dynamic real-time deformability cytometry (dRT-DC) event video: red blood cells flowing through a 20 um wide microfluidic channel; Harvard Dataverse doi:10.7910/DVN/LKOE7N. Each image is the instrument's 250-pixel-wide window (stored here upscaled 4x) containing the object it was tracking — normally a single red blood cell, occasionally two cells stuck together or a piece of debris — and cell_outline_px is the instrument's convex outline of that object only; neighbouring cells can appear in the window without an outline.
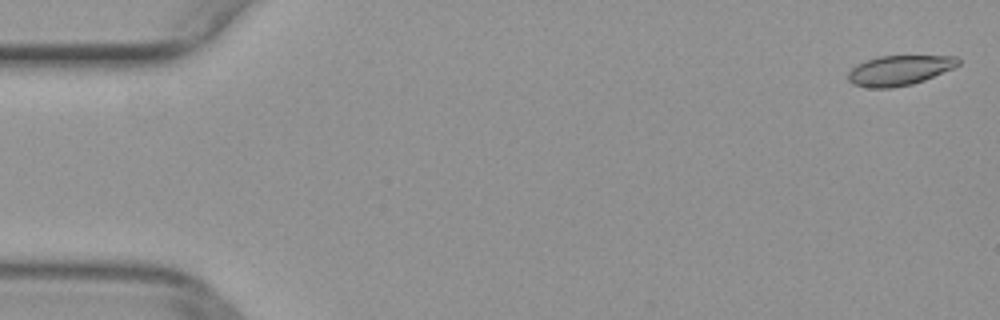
{"species": "common noctule bat (a hibernating species)", "species_latin": "Nyctalus noctula", "temperature_condition": "warm", "stored_images_in_passage": 13, "camera_frame_rate_fps": 3000, "um_per_image_px": 0.085, "animal": {"sex": "female", "body_mass_g": 29.2, "forearm_length_mm": 56.3}, "frame": {"image": 1, "passage_image": 2, "time_ms": 0.333, "image_size_px": [1000, 320], "cell_outline_px": [[960, 64], [952, 68], [924, 80], [912, 84], [892, 88], [868, 88], [852, 84], [848, 80], [848, 72], [856, 64], [880, 56], [956, 56], [960, 60]], "centroid_in_image_um": [76.42, 5.99], "position_along_channel_um": 8.6, "area_um2": 19.13}}